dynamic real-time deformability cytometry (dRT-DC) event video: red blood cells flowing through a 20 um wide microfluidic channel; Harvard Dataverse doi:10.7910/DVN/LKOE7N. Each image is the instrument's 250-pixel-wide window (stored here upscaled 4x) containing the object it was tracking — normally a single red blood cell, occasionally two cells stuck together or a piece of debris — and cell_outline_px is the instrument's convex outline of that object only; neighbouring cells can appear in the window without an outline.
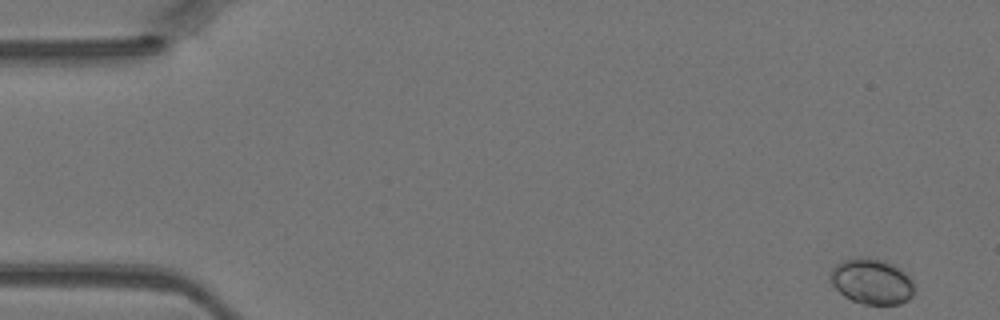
{"species": "Egyptian fruit bat (a non-hibernating species)", "species_latin": "Rousettus aegyptiacus", "temperature_condition": "warm", "stored_images_in_passage": 28, "camera_frame_rate_fps": 3000, "um_per_image_px": 0.085, "animal": {"sex": "female"}, "frame": {"image": 1, "passage_image": 1, "time_ms": 0.0, "image_size_px": [1000, 320], "cell_outline_px": [[916, 288], [912, 296], [908, 300], [900, 304], [864, 304], [852, 300], [844, 296], [832, 284], [832, 268], [836, 264], [844, 260], [856, 256], [860, 256], [880, 260], [892, 264], [904, 272], [912, 280]], "centroid_in_image_um": [74.13, 23.93], "position_along_channel_um": 10.9, "area_um2": 22.14}}
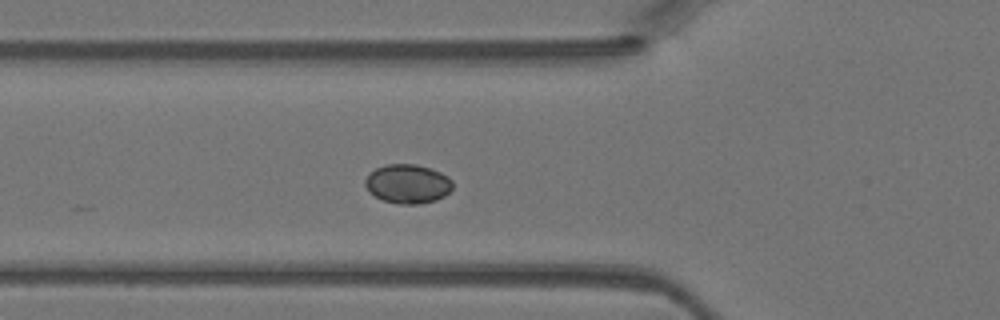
{"frame": {"image": 2, "passage_image": 15, "time_ms": 4.667, "image_size_px": [1000, 320], "cell_outline_px": [[452, 188], [444, 196], [436, 200], [420, 204], [396, 204], [384, 200], [368, 192], [364, 184], [364, 180], [376, 168], [388, 164], [416, 164], [440, 172], [448, 176], [452, 180]], "centroid_in_image_um": [34.65, 15.63], "position_along_channel_um": 91.1, "area_um2": 19.88}}
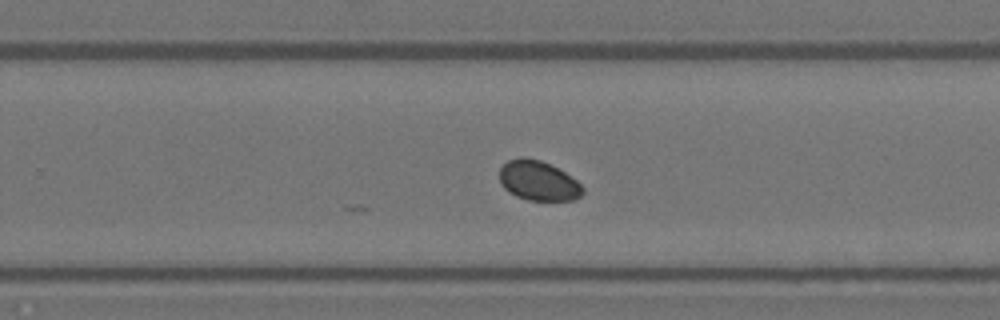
{"frame": {"image": 3, "passage_image": 28, "time_ms": 9.0, "image_size_px": [1000, 320], "cell_outline_px": [[584, 192], [576, 200], [528, 200], [516, 196], [508, 192], [500, 184], [500, 168], [508, 160], [520, 156], [524, 156], [540, 160], [564, 172], [576, 180], [584, 188]], "centroid_in_image_um": [45.74, 15.36], "position_along_channel_um": 284.1, "area_um2": 19.31}}